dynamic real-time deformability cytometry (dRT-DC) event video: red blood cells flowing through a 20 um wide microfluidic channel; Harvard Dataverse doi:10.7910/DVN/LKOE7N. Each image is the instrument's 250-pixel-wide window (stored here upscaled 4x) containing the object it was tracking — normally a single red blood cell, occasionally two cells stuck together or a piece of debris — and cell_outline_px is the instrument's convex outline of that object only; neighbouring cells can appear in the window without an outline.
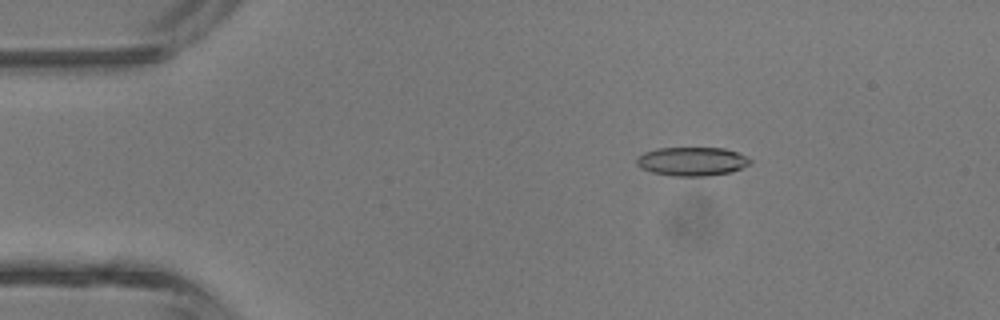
{"species": "common noctule bat (a hibernating species)", "species_latin": "Nyctalus noctula", "temperature_condition": "room temperature", "stored_images_in_passage": 5, "camera_frame_rate_fps": 3000, "um_per_image_px": 0.085, "animal": {"sex": "male", "body_mass_g": 13.3}, "frame": {"image": 1, "passage_image": 2, "time_ms": 1.333, "image_size_px": [1000, 320], "cell_outline_px": [[752, 164], [732, 172], [708, 176], [672, 176], [652, 172], [640, 168], [636, 164], [636, 156], [644, 152], [656, 148], [724, 148], [748, 156], [752, 160]], "centroid_in_image_um": [58.83, 13.72], "position_along_channel_um": 26.2, "area_um2": 19.36}}
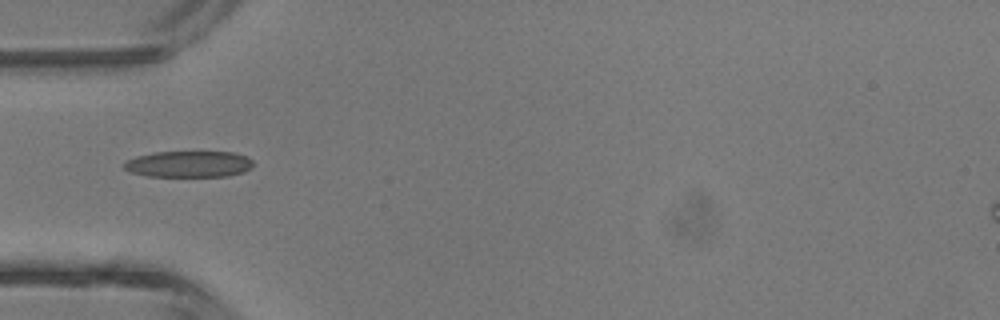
{"frame": {"image": 2, "passage_image": 4, "time_ms": 3.667, "image_size_px": [1000, 320], "cell_outline_px": [[252, 168], [244, 172], [228, 176], [148, 176], [132, 172], [124, 168], [120, 164], [136, 156], [152, 152], [232, 152], [244, 156], [252, 160]], "centroid_in_image_um": [16.03, 13.95], "position_along_channel_um": 69.0, "area_um2": 19.77}}
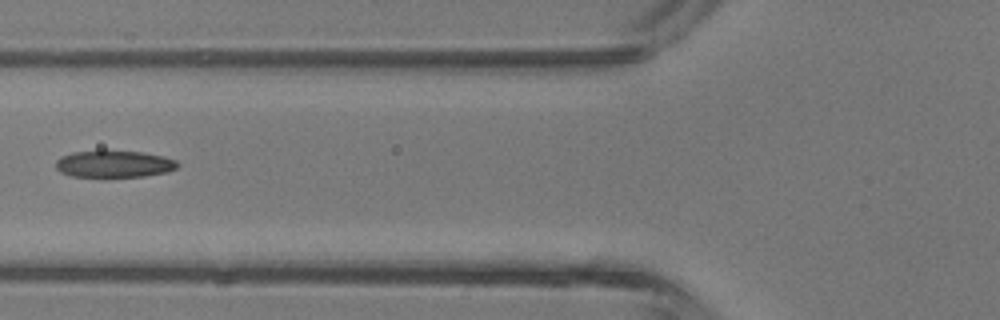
{"frame": {"image": 3, "passage_image": 5, "time_ms": 4.667, "image_size_px": [1000, 320], "cell_outline_px": [[180, 164], [176, 168], [168, 172], [144, 176], [72, 176], [60, 172], [56, 168], [56, 160], [60, 156], [72, 152], [144, 152], [164, 156], [176, 160]], "centroid_in_image_um": [9.72, 13.94], "position_along_channel_um": 116.1, "area_um2": 18.73}}